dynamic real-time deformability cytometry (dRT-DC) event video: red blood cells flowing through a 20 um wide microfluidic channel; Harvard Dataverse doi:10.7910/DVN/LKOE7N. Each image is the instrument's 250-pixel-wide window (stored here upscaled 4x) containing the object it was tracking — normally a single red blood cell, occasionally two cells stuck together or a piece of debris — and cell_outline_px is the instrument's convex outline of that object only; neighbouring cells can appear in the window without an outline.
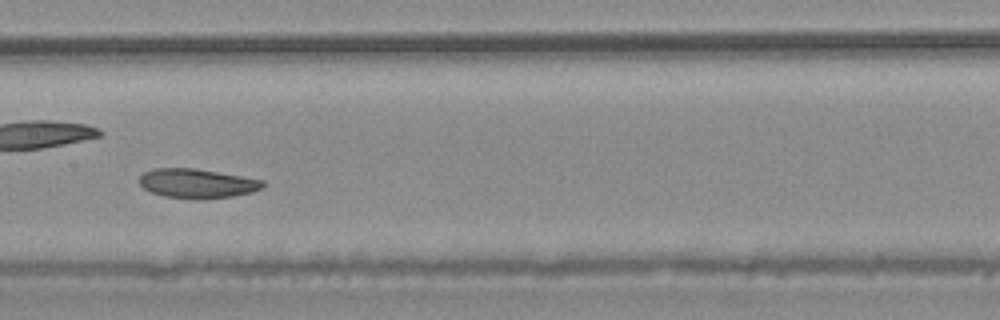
{"species": "common noctule bat (a hibernating species)", "species_latin": "Nyctalus noctula", "temperature_condition": "warm", "stored_images_in_passage": 42, "camera_frame_rate_fps": 3000, "um_per_image_px": 0.085, "animal": {"sex": "male", "body_mass_g": 20.4}, "frame": {"image": 1, "passage_image": 19, "time_ms": 6.0, "image_size_px": [1000, 320], "cell_outline_px": [[264, 188], [252, 192], [232, 196], [164, 196], [152, 192], [144, 188], [140, 184], [140, 176], [144, 172], [152, 168], [196, 168], [264, 180]], "centroid_in_image_um": [16.76, 15.53], "position_along_channel_um": 190.6, "area_um2": 20.23}}